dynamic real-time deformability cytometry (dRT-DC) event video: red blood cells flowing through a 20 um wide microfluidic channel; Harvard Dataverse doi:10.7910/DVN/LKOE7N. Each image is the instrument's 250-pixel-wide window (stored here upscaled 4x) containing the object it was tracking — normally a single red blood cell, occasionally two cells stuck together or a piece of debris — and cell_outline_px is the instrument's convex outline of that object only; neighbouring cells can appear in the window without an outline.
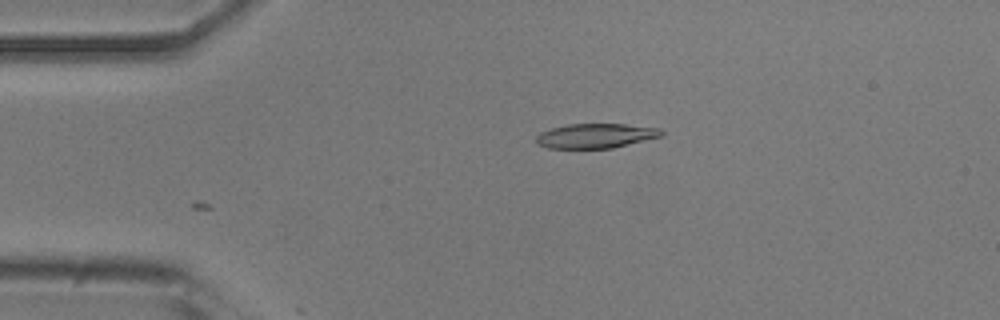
{"species": "common noctule bat (a hibernating species)", "species_latin": "Nyctalus noctula", "temperature_condition": "room temperature", "stored_images_in_passage": 2, "camera_frame_rate_fps": 3000, "um_per_image_px": 0.085, "animal": {"sex": "male", "body_mass_g": 20.5, "forearm_length_mm": 52.5}, "frame": {"image": 1, "passage_image": 1, "time_ms": 0.0, "image_size_px": [1000, 320], "cell_outline_px": [[664, 136], [612, 148], [548, 148], [536, 144], [536, 136], [540, 132], [552, 128], [568, 124], [624, 124], [660, 128], [664, 132]], "centroid_in_image_um": [50.65, 11.54], "position_along_channel_um": 34.4, "area_um2": 18.03}}